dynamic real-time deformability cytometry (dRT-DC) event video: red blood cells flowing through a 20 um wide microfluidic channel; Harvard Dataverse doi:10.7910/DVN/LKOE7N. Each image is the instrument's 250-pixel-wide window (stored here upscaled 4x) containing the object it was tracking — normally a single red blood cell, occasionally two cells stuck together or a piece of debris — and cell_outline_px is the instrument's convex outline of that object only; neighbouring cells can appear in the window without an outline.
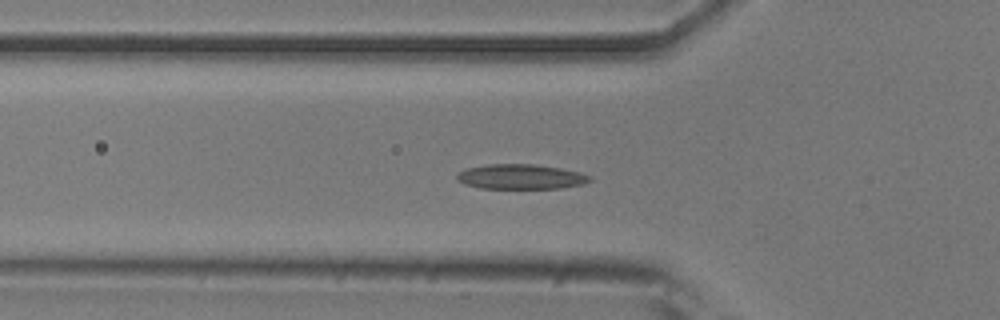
{"species": "common noctule bat (a hibernating species)", "species_latin": "Nyctalus noctula", "temperature_condition": "room temperature", "stored_images_in_passage": 25, "camera_frame_rate_fps": 3000, "um_per_image_px": 0.085, "animal": {"sex": "male", "body_mass_g": 20.5, "forearm_length_mm": 52.5}, "frame": {"image": 1, "passage_image": 11, "time_ms": 3.333, "image_size_px": [1000, 320], "cell_outline_px": [[592, 180], [580, 184], [560, 188], [480, 188], [464, 184], [456, 180], [456, 172], [464, 168], [488, 164], [536, 164], [560, 168], [580, 172], [592, 176]], "centroid_in_image_um": [44.21, 15.01], "position_along_channel_um": 81.6, "area_um2": 19.42}}
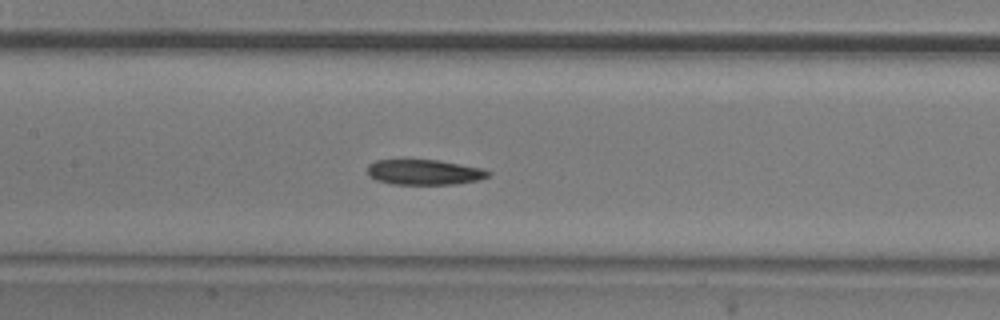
{"frame": {"image": 2, "passage_image": 18, "time_ms": 5.667, "image_size_px": [1000, 320], "cell_outline_px": [[492, 172], [488, 176], [480, 180], [456, 184], [392, 184], [376, 180], [368, 176], [368, 164], [376, 160], [440, 160], [484, 168]], "centroid_in_image_um": [36.1, 14.63], "position_along_channel_um": 171.3, "area_um2": 17.98}}
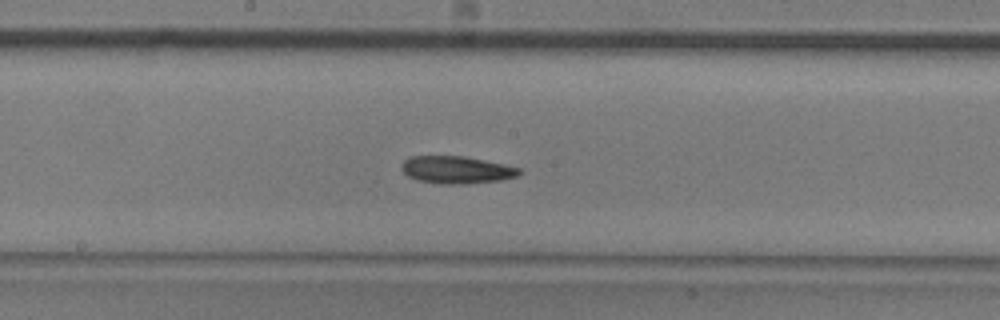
{"frame": {"image": 3, "passage_image": 21, "time_ms": 6.667, "image_size_px": [1000, 320], "cell_outline_px": [[520, 172], [516, 176], [500, 180], [464, 184], [440, 184], [416, 180], [408, 176], [400, 168], [400, 164], [408, 156], [464, 156], [504, 164], [520, 168]], "centroid_in_image_um": [38.74, 14.43], "position_along_channel_um": 209.5, "area_um2": 18.84}}